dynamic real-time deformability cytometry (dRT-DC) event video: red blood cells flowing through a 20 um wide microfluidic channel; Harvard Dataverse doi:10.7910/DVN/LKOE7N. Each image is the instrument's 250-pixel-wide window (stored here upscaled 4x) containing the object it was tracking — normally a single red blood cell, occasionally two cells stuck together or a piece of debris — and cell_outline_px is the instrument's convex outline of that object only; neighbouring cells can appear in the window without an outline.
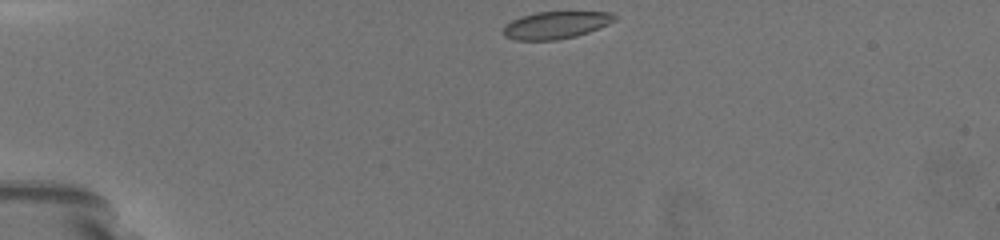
{"species": "common noctule bat (a hibernating species)", "species_latin": "Nyctalus noctula", "temperature_condition": "warm", "stored_images_in_passage": 17, "camera_frame_rate_fps": 3000, "um_per_image_px": 0.085, "animal": {"sex": "female", "body_mass_g": 19.5, "forearm_length_mm": 54.1}, "frame": {"image": 1, "passage_image": 1, "time_ms": 0.0, "image_size_px": [1000, 240], "cell_outline_px": [[616, 20], [600, 28], [576, 36], [556, 40], [512, 40], [504, 36], [500, 32], [504, 24], [520, 16], [536, 12], [612, 12], [616, 16]], "centroid_in_image_um": [47.19, 2.13], "position_along_channel_um": 37.8, "area_um2": 17.98}}
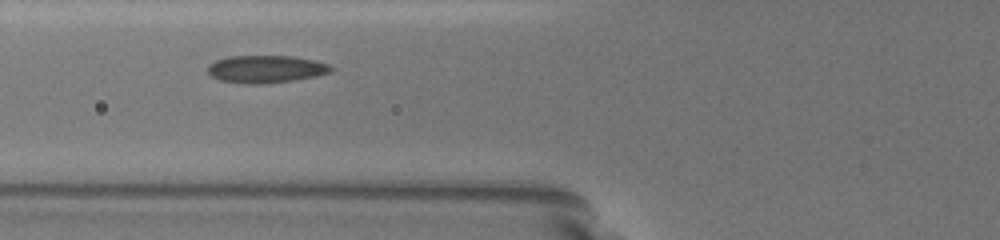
{"frame": {"image": 2, "passage_image": 12, "time_ms": 3.333, "image_size_px": [1000, 240], "cell_outline_px": [[332, 72], [316, 76], [292, 80], [256, 84], [248, 84], [220, 80], [212, 76], [208, 72], [208, 64], [216, 60], [228, 56], [296, 56], [316, 60], [328, 64], [332, 68]], "centroid_in_image_um": [22.61, 5.86], "position_along_channel_um": 103.2, "area_um2": 19.71}}
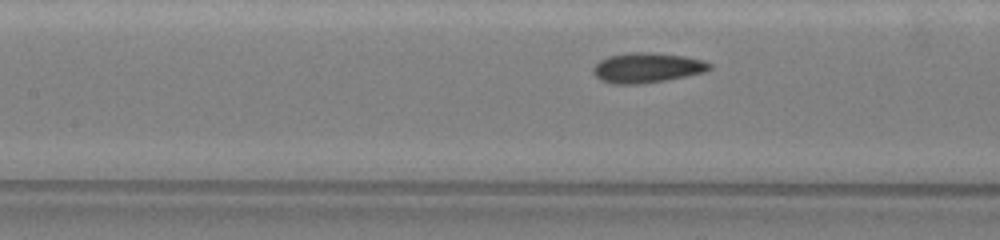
{"frame": {"image": 3, "passage_image": 16, "time_ms": 4.667, "image_size_px": [1000, 240], "cell_outline_px": [[712, 68], [704, 72], [664, 80], [636, 84], [612, 84], [600, 80], [592, 72], [592, 68], [600, 60], [608, 56], [632, 48], [644, 48], [704, 60], [712, 64]], "centroid_in_image_um": [54.95, 5.67], "position_along_channel_um": 152.4, "area_um2": 21.44}}